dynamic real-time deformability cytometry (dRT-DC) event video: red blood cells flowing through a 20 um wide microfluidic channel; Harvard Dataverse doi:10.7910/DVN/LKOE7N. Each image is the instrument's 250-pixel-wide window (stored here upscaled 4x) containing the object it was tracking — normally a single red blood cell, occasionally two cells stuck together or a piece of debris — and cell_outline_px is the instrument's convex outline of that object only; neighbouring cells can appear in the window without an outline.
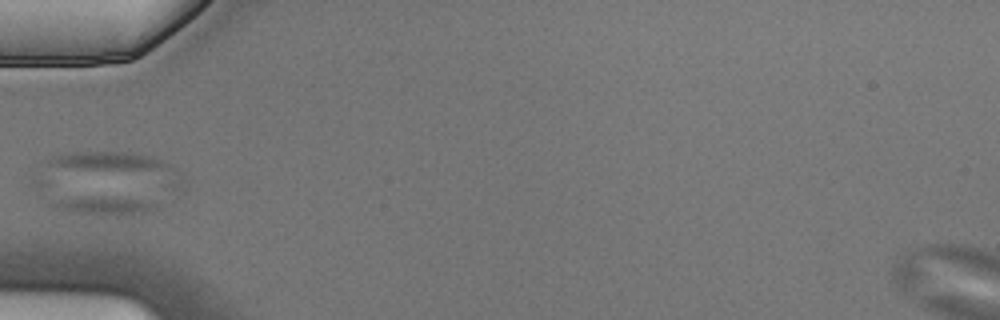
{"species": "Egyptian fruit bat (a non-hibernating species)", "species_latin": "Rousettus aegyptiacus", "temperature_condition": "cold", "stored_images_in_passage": 5, "segment_of_instrument_passage": [2, 2], "camera_frame_rate_fps": 3000, "um_per_image_px": 0.085, "animal": {"sex": "male"}, "frame": {"image": 1, "passage_image": 5, "time_ms": 1.333, "image_size_px": [1000, 320], "cell_outline_px": [[160, 204], [152, 212], [120, 216], [100, 216], [72, 212], [56, 208], [52, 204], [60, 200], [100, 196], [140, 200]], "centroid_in_image_um": [9.01, 17.53], "position_along_channel_um": 76.0, "area_um2": 10.92}}